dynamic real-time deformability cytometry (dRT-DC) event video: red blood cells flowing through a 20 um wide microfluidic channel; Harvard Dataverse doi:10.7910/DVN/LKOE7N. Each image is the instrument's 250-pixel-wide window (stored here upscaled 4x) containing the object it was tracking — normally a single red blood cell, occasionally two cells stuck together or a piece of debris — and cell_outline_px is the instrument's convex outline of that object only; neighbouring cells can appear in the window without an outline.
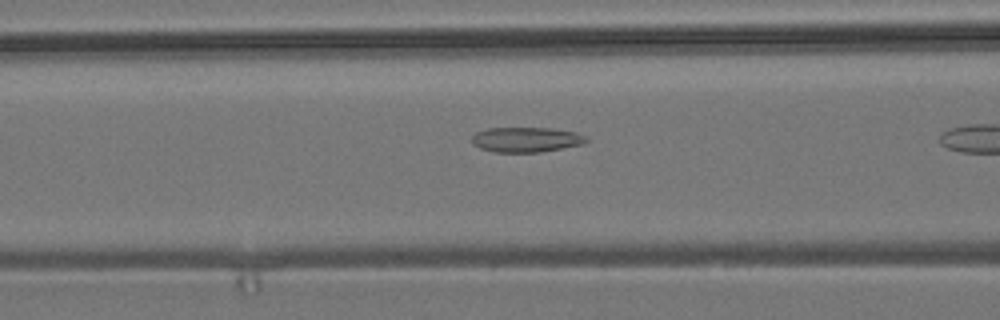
{"species": "common noctule bat (a hibernating species)", "species_latin": "Nyctalus noctula", "temperature_condition": "room temperature", "stored_images_in_passage": 8, "camera_frame_rate_fps": 3000, "um_per_image_px": 0.085, "animal": {"sex": "male", "body_mass_g": 19.2, "forearm_length_mm": 51.8}, "frame": {"image": 1, "passage_image": 7, "time_ms": 2.0, "image_size_px": [1000, 320], "cell_outline_px": [[588, 140], [584, 144], [540, 152], [492, 152], [480, 148], [472, 144], [472, 136], [476, 132], [488, 128], [552, 128], [576, 132], [584, 136]], "centroid_in_image_um": [44.7, 11.87], "position_along_channel_um": 121.9, "area_um2": 16.7}}